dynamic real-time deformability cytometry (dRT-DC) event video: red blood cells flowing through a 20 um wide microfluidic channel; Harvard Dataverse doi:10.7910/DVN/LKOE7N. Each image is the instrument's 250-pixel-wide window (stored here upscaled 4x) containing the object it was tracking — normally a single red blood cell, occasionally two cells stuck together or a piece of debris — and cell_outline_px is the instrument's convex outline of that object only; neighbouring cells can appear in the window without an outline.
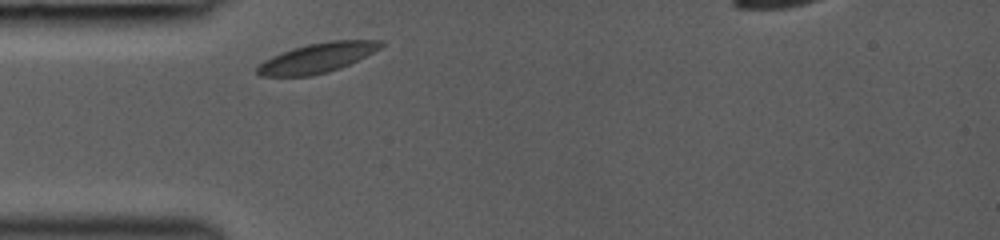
{"species": "common noctule bat (a hibernating species)", "species_latin": "Nyctalus noctula", "temperature_condition": "room temperature", "stored_images_in_passage": 24, "camera_frame_rate_fps": 3000, "um_per_image_px": 0.085, "animal": {"sex": "female", "body_mass_g": 19.0, "forearm_length_mm": 53.3}, "frame": {"image": 1, "passage_image": 1, "time_ms": 0.0, "image_size_px": [1000, 240], "cell_outline_px": [[384, 44], [380, 48], [340, 68], [328, 72], [312, 76], [260, 76], [256, 72], [256, 68], [264, 60], [272, 56], [308, 44], [332, 40], [384, 40]], "centroid_in_image_um": [26.96, 4.92], "position_along_channel_um": 58.0, "area_um2": 21.04}}
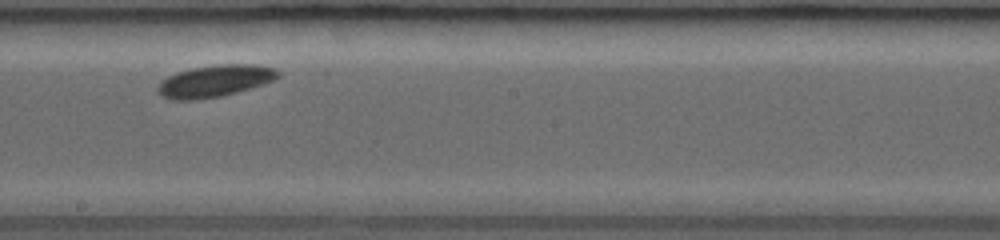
{"frame": {"image": 2, "passage_image": 13, "time_ms": 4.333, "image_size_px": [1000, 240], "cell_outline_px": [[280, 76], [264, 84], [236, 92], [220, 96], [192, 100], [172, 100], [160, 96], [156, 92], [156, 88], [160, 80], [176, 72], [192, 68], [216, 64], [256, 64], [276, 68], [280, 72]], "centroid_in_image_um": [18.22, 6.88], "position_along_channel_um": 230.0, "area_um2": 22.6}}
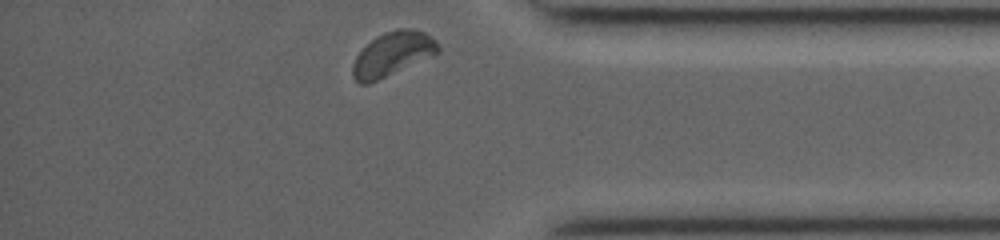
{"frame": {"image": 3, "passage_image": 24, "time_ms": 8.667, "image_size_px": [1000, 240], "cell_outline_px": [[440, 52], [432, 56], [368, 84], [360, 84], [352, 76], [352, 64], [356, 56], [376, 36], [396, 28], [408, 28], [424, 32], [436, 40], [440, 44]], "centroid_in_image_um": [33.38, 4.58], "position_along_channel_um": 401.8, "area_um2": 21.73}}